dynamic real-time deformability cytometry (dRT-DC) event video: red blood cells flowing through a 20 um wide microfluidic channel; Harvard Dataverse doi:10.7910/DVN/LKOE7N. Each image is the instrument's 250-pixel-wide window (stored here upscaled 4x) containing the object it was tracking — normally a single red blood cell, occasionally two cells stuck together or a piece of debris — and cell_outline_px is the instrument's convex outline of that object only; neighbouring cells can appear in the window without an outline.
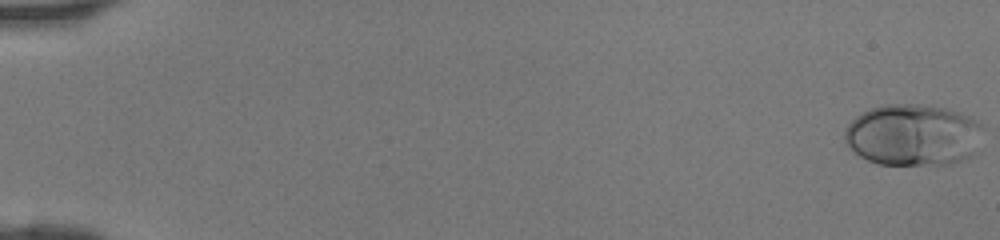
{"species": "human", "species_latin": "Homo sapiens", "temperature_condition": "room temperature", "stored_images_in_passage": 46, "camera_frame_rate_fps": 3000, "um_per_image_px": 0.085, "donor": {"sex": "female"}, "frame": {"image": 1, "passage_image": 1, "time_ms": 0.0, "image_size_px": [1000, 240], "cell_outline_px": [[980, 128], [972, 156], [948, 164], [880, 164], [868, 160], [860, 156], [844, 140], [844, 132], [848, 124], [856, 116], [872, 108], [884, 104], [920, 104], [944, 108], [968, 116], [976, 120], [980, 124]], "centroid_in_image_um": [77.55, 11.46], "position_along_channel_um": 7.5, "area_um2": 48.84}}
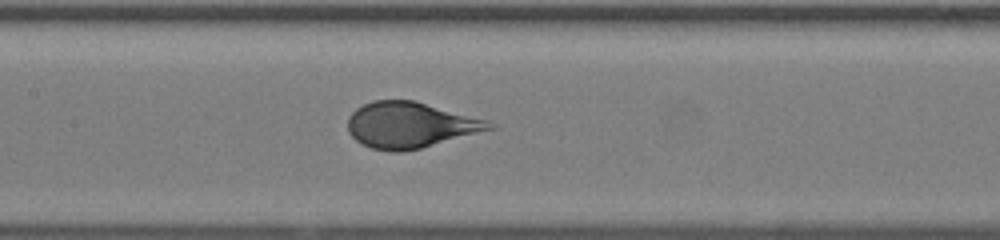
{"frame": {"image": 2, "passage_image": 24, "time_ms": 7.667, "image_size_px": [1000, 240], "cell_outline_px": [[496, 128], [420, 148], [400, 152], [392, 152], [372, 148], [360, 144], [348, 132], [348, 116], [356, 108], [372, 100], [412, 100], [488, 120], [496, 124]], "centroid_in_image_um": [34.85, 10.63], "position_along_channel_um": 172.6, "area_um2": 37.69}}
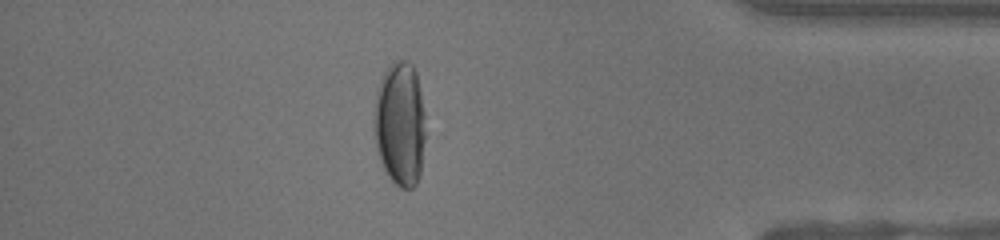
{"frame": {"image": 3, "passage_image": 41, "time_ms": 13.333, "image_size_px": [1000, 240], "cell_outline_px": [[424, 140], [420, 172], [416, 184], [412, 188], [400, 188], [384, 172], [376, 148], [372, 128], [372, 120], [376, 92], [380, 80], [388, 64], [400, 56], [408, 60], [412, 64], [416, 72], [420, 88], [424, 112]], "centroid_in_image_um": [33.96, 10.47], "position_along_channel_um": 401.2, "area_um2": 38.15}}